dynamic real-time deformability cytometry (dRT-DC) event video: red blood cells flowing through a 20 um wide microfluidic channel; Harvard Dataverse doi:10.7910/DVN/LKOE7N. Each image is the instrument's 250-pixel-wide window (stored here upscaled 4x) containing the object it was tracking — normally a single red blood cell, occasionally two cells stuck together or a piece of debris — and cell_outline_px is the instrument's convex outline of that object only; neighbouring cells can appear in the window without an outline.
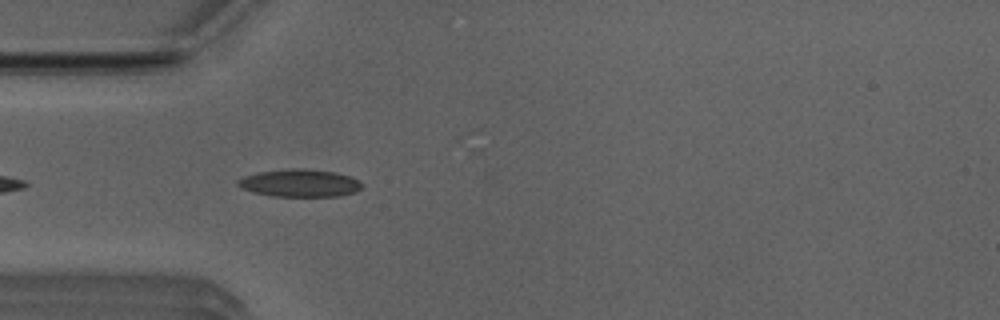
{"species": "Egyptian fruit bat (a non-hibernating species)", "species_latin": "Rousettus aegyptiacus", "temperature_condition": "room temperature", "stored_images_in_passage": 37, "camera_frame_rate_fps": 3000, "um_per_image_px": 0.085, "animal": {"sex": "male"}, "frame": {"image": 1, "passage_image": 1, "time_ms": 0.0, "image_size_px": [1000, 320], "cell_outline_px": [[364, 184], [356, 192], [340, 196], [272, 196], [256, 192], [244, 188], [236, 184], [236, 180], [244, 176], [260, 172], [300, 168], [304, 168], [336, 172], [352, 176], [360, 180]], "centroid_in_image_um": [25.56, 15.56], "position_along_channel_um": 59.4, "area_um2": 19.88}}
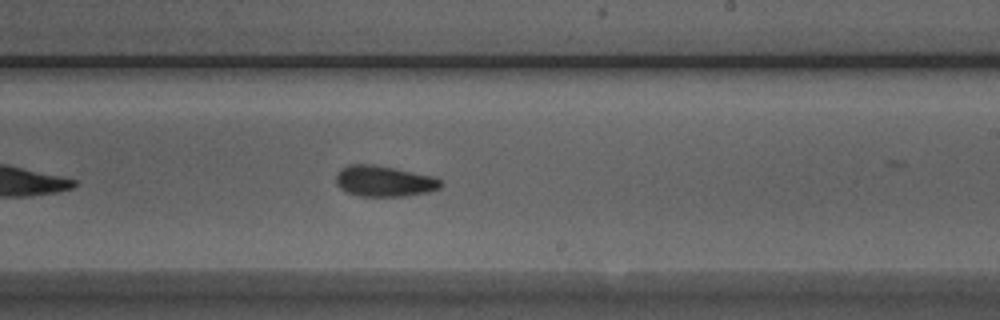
{"frame": {"image": 2, "passage_image": 16, "time_ms": 5.0, "image_size_px": [1000, 320], "cell_outline_px": [[444, 184], [440, 188], [428, 192], [404, 196], [356, 196], [340, 188], [336, 184], [336, 176], [340, 168], [348, 164], [372, 164], [436, 176]], "centroid_in_image_um": [32.66, 15.39], "position_along_channel_um": 256.3, "area_um2": 19.02}}
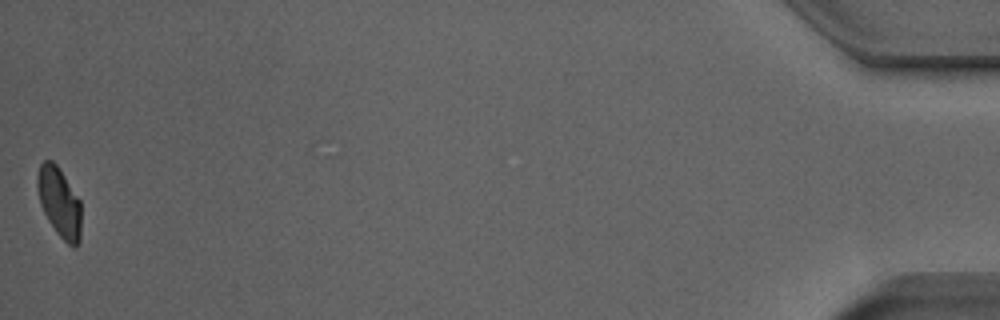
{"frame": {"image": 3, "passage_image": 37, "time_ms": 12.0, "image_size_px": [1000, 320], "cell_outline_px": [[80, 240], [76, 248], [72, 248], [56, 232], [48, 220], [40, 204], [36, 184], [36, 176], [40, 164], [44, 160], [52, 160], [56, 164], [80, 200]], "centroid_in_image_um": [5.03, 17.2], "position_along_channel_um": 430.2, "area_um2": 17.8}, "authors_computed_cell_mechanics": {"area_um2": 18.7272, "velocity_mm_per_s": 3.9771, "shape_relaxation_time_tau1_ms": 4.2032, "shape_relaxation_time_tau2_ms": 3.1889, "deformation_change_tau1": 0.1344, "deformation_change_tau2": 0.0928}}